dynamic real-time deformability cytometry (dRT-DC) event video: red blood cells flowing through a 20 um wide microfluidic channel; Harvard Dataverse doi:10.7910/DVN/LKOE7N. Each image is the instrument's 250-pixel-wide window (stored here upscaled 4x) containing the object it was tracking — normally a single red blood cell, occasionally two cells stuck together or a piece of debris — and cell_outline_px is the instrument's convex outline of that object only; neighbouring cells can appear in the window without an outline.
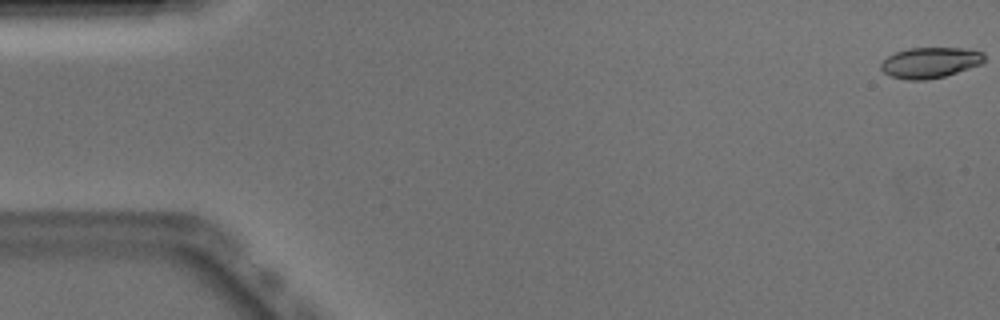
{"species": "Egyptian fruit bat (a non-hibernating species)", "species_latin": "Rousettus aegyptiacus", "temperature_condition": "warm", "stored_images_in_passage": 51, "camera_frame_rate_fps": 3000, "um_per_image_px": 0.085, "animal": {"sex": "male"}, "frame": {"image": 1, "passage_image": 1, "time_ms": 0.0, "image_size_px": [1000, 320], "cell_outline_px": [[984, 60], [980, 64], [944, 76], [924, 80], [908, 80], [892, 76], [884, 72], [880, 68], [880, 64], [888, 56], [896, 52], [908, 48], [968, 48], [984, 52]], "centroid_in_image_um": [79.06, 5.31], "position_along_channel_um": 5.9, "area_um2": 18.32}}
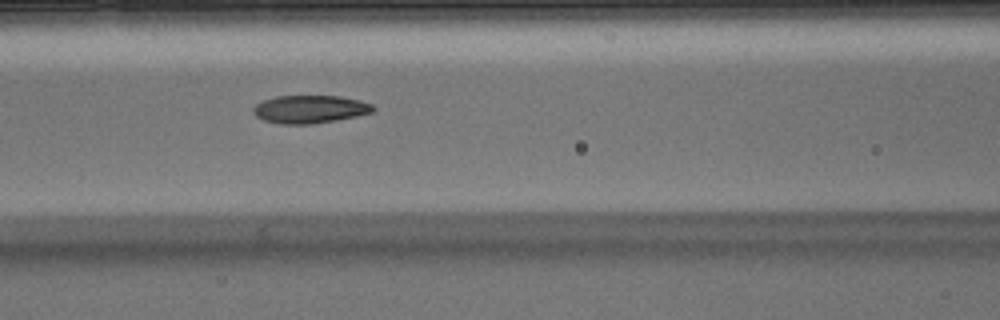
{"frame": {"image": 2, "passage_image": 22, "time_ms": 7.0, "image_size_px": [1000, 320], "cell_outline_px": [[376, 108], [372, 112], [356, 116], [312, 124], [276, 124], [264, 120], [256, 116], [252, 112], [252, 108], [256, 104], [264, 100], [276, 96], [340, 96], [360, 100], [372, 104]], "centroid_in_image_um": [26.32, 9.28], "position_along_channel_um": 140.3, "area_um2": 19.54}}
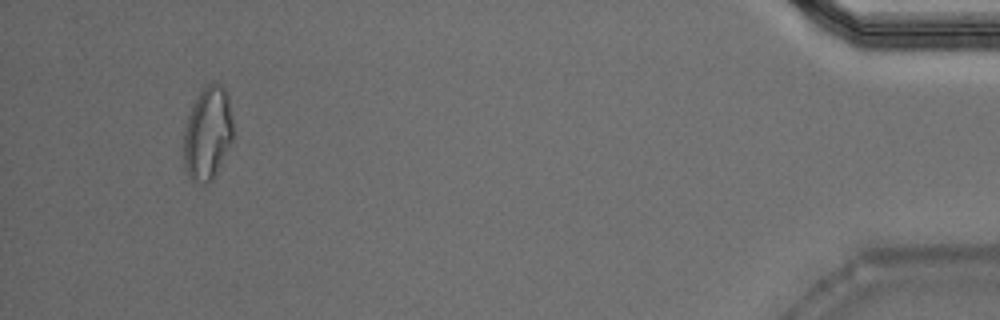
{"frame": {"image": 3, "passage_image": 49, "time_ms": 16.0, "image_size_px": [1000, 320], "cell_outline_px": [[232, 140], [216, 176], [212, 180], [204, 184], [192, 180], [184, 172], [184, 124], [192, 104], [196, 96], [204, 84], [212, 80], [216, 80], [224, 88], [228, 96], [232, 116]], "centroid_in_image_um": [17.63, 11.3], "position_along_channel_um": 417.6, "area_um2": 27.57}, "authors_computed_cell_mechanics": {"area_um2": 19.7676, "velocity_mm_per_s": 3.9083, "shape_relaxation_time_tau1_ms": 7.7045, "shape_relaxation_time_tau2_ms": 2.5828, "deformation_change_tau1": 0.2433, "deformation_change_tau2": 0.0871}}